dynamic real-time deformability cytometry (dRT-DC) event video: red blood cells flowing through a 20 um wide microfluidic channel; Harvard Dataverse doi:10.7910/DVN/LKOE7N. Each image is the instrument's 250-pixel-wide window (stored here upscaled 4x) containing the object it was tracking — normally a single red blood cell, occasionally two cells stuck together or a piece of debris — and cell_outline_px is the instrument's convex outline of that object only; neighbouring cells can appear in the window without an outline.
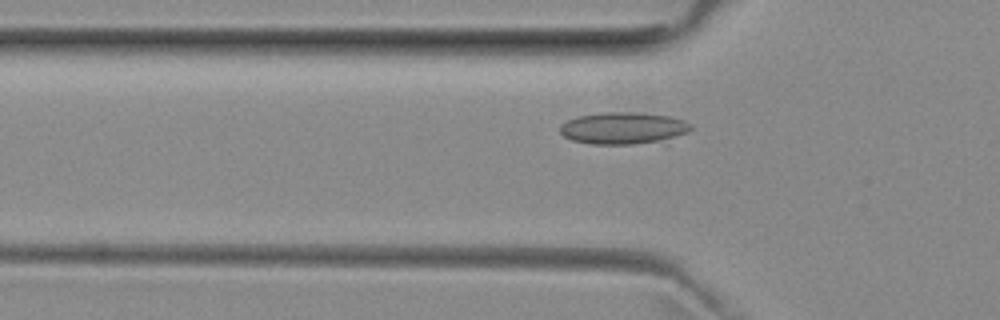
{"species": "common noctule bat (a hibernating species)", "species_latin": "Nyctalus noctula", "temperature_condition": "room temperature", "stored_images_in_passage": 44, "camera_frame_rate_fps": 3000, "um_per_image_px": 0.085, "animal": {"sex": "female", "body_mass_g": 29.2, "forearm_length_mm": 56.3}, "frame": {"image": 1, "passage_image": 8, "time_ms": 2.333, "image_size_px": [1000, 320], "cell_outline_px": [[692, 128], [688, 132], [656, 140], [632, 144], [592, 144], [572, 140], [564, 136], [560, 132], [560, 124], [576, 116], [600, 112], [636, 112], [668, 116], [684, 120], [692, 124]], "centroid_in_image_um": [52.9, 10.86], "position_along_channel_um": 72.9, "area_um2": 23.99}}
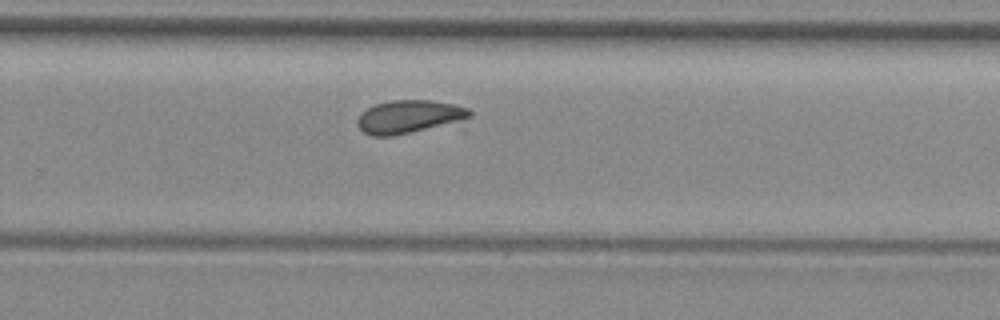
{"frame": {"image": 2, "passage_image": 25, "time_ms": 8.0, "image_size_px": [1000, 320], "cell_outline_px": [[472, 116], [464, 132], [392, 136], [372, 136], [364, 132], [356, 124], [356, 120], [360, 112], [376, 104], [392, 100], [432, 100], [456, 104], [468, 108], [472, 112]], "centroid_in_image_um": [35.15, 10.05], "position_along_channel_um": 294.6, "area_um2": 25.09}}
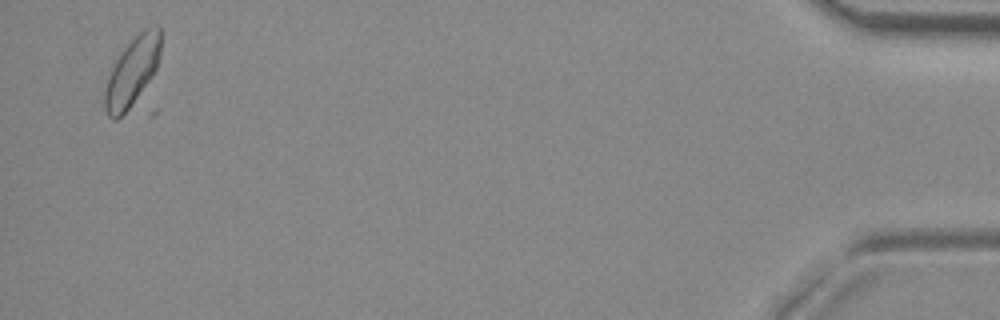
{"frame": {"image": 3, "passage_image": 42, "time_ms": 13.667, "image_size_px": [1000, 320], "cell_outline_px": [[160, 52], [156, 68], [148, 80], [128, 108], [116, 120], [112, 120], [108, 116], [104, 108], [104, 92], [108, 76], [116, 56], [144, 28], [160, 28]], "centroid_in_image_um": [11.18, 6.09], "position_along_channel_um": 424.0, "area_um2": 21.62}}